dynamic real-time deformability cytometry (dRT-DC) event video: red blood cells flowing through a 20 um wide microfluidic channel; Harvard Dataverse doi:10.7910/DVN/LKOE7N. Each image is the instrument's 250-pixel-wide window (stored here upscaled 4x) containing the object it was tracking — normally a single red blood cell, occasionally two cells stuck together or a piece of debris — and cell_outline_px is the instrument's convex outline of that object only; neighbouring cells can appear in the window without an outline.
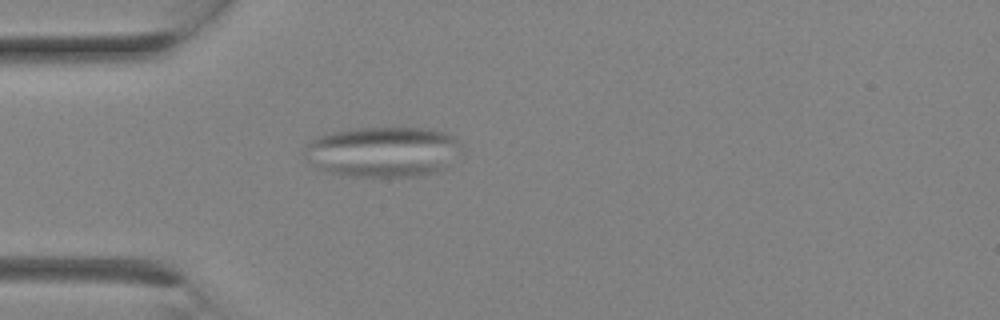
{"species": "Egyptian fruit bat (a non-hibernating species)", "species_latin": "Rousettus aegyptiacus", "temperature_condition": "room temperature", "stored_images_in_passage": 19, "camera_frame_rate_fps": 3000, "um_per_image_px": 0.085, "animal": {"sex": "female"}, "frame": {"image": 1, "passage_image": 8, "time_ms": 2.333, "image_size_px": [1000, 320], "cell_outline_px": [[464, 148], [448, 168], [424, 176], [352, 176], [328, 172], [316, 168], [304, 156], [304, 148], [316, 136], [332, 132], [356, 128], [424, 128], [448, 132]], "centroid_in_image_um": [32.59, 12.9], "position_along_channel_um": 52.4, "area_um2": 46.64}}
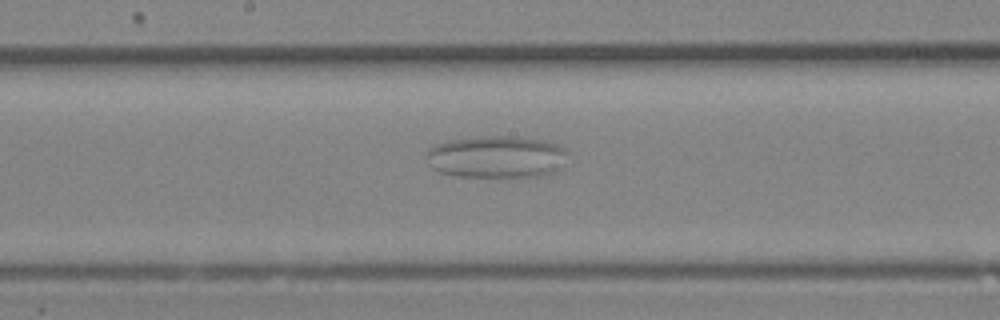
{"frame": {"image": 2, "passage_image": 15, "time_ms": 4.667, "image_size_px": [1000, 320], "cell_outline_px": [[568, 152], [564, 164], [560, 172], [544, 176], [456, 176], [440, 172], [432, 168], [428, 164], [428, 148], [436, 144], [452, 140], [492, 136], [508, 136], [540, 140], [556, 144], [564, 148]], "centroid_in_image_um": [42.26, 13.35], "position_along_channel_um": 205.9, "area_um2": 34.62}}
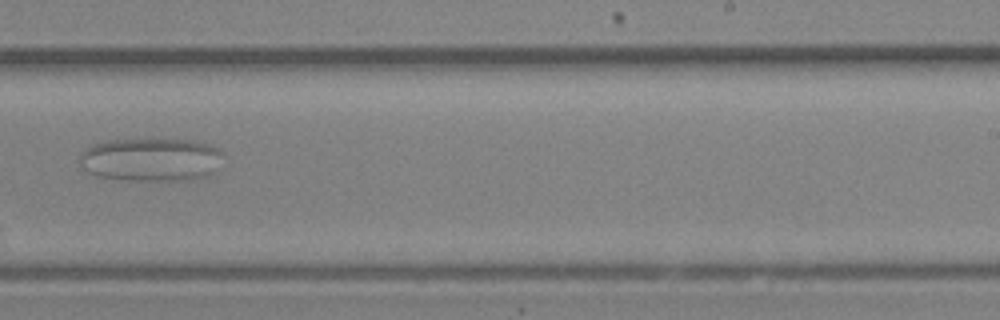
{"frame": {"image": 3, "passage_image": 18, "time_ms": 5.667, "image_size_px": [1000, 320], "cell_outline_px": [[224, 152], [212, 172], [208, 176], [184, 180], [132, 180], [96, 176], [80, 168], [80, 156], [92, 144], [108, 140], [192, 140], [208, 144], [220, 148]], "centroid_in_image_um": [12.82, 13.56], "position_along_channel_um": 276.2, "area_um2": 35.95}}